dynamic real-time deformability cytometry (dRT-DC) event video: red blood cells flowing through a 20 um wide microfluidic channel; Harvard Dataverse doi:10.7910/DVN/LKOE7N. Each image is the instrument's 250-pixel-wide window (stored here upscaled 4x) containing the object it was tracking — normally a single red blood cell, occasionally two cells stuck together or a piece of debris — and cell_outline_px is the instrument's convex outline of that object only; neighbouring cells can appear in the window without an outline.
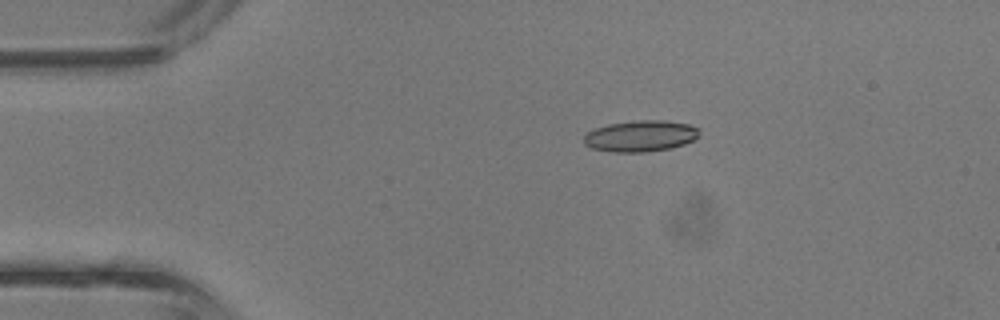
{"species": "common noctule bat (a hibernating species)", "species_latin": "Nyctalus noctula", "temperature_condition": "room temperature", "stored_images_in_passage": 4, "camera_frame_rate_fps": 3000, "um_per_image_px": 0.085, "animal": {"sex": "male", "body_mass_g": 13.3}, "frame": {"image": 1, "passage_image": 2, "time_ms": 0.333, "image_size_px": [1000, 320], "cell_outline_px": [[700, 136], [684, 144], [672, 148], [644, 152], [612, 152], [592, 148], [584, 144], [584, 136], [588, 132], [596, 128], [608, 124], [636, 120], [664, 120], [688, 124], [700, 128]], "centroid_in_image_um": [54.47, 11.56], "position_along_channel_um": 30.5, "area_um2": 21.1}}
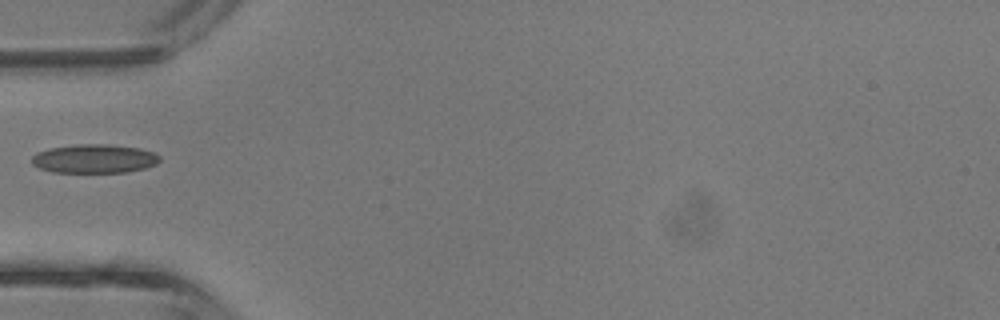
{"frame": {"image": 2, "passage_image": 4, "time_ms": 1.0, "image_size_px": [1000, 320], "cell_outline_px": [[160, 160], [156, 164], [144, 168], [124, 172], [52, 172], [40, 168], [32, 164], [32, 156], [36, 152], [48, 148], [76, 144], [108, 144], [140, 148], [156, 152], [160, 156]], "centroid_in_image_um": [8.02, 13.48], "position_along_channel_um": 77.0, "area_um2": 21.62}}